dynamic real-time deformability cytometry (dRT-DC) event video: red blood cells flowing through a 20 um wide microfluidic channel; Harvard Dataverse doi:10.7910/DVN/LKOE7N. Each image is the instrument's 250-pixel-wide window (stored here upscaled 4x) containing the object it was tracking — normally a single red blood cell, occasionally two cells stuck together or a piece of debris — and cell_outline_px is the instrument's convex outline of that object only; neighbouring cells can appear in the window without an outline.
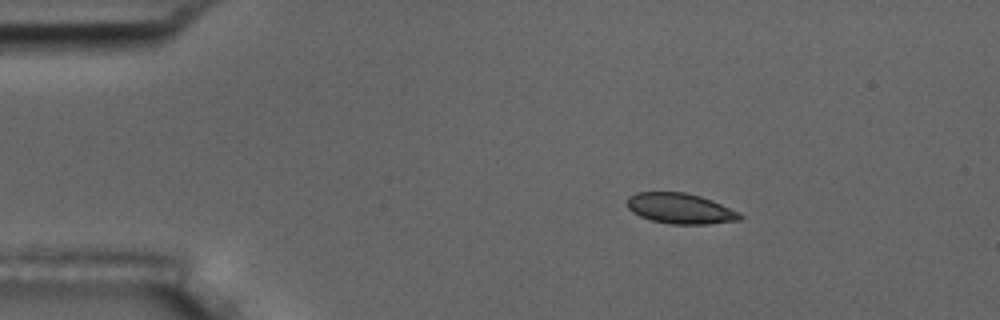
{"species": "common noctule bat (a hibernating species)", "species_latin": "Nyctalus noctula", "temperature_condition": "room temperature", "stored_images_in_passage": 4, "camera_frame_rate_fps": 3000, "um_per_image_px": 0.085, "animal": {"sex": "male", "body_mass_g": 17.5, "forearm_length_mm": 52.3}, "frame": {"image": 1, "passage_image": 2, "time_ms": 1.333, "image_size_px": [1000, 320], "cell_outline_px": [[744, 216], [740, 220], [708, 224], [672, 224], [652, 220], [640, 216], [632, 212], [628, 208], [628, 196], [636, 192], [684, 192], [700, 196], [712, 200], [740, 212]], "centroid_in_image_um": [57.84, 17.72], "position_along_channel_um": 27.2, "area_um2": 20.06}}